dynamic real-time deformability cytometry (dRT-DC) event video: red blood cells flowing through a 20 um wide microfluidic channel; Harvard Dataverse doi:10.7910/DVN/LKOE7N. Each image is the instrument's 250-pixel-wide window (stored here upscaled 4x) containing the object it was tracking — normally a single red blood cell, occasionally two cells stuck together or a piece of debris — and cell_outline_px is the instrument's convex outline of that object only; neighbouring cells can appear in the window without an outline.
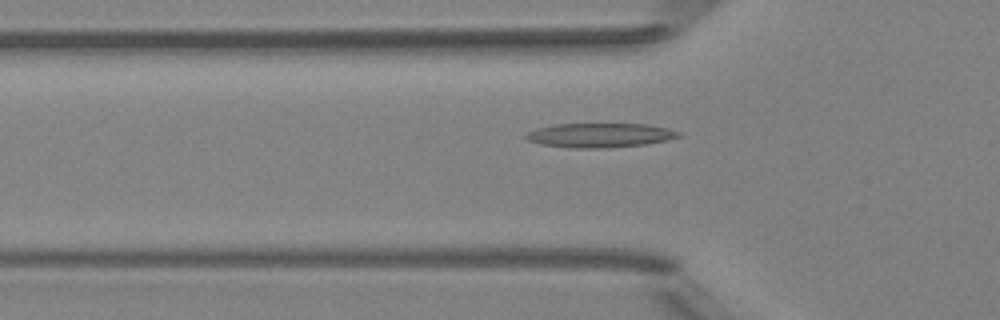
{"species": "Egyptian fruit bat (a non-hibernating species)", "species_latin": "Rousettus aegyptiacus", "temperature_condition": "room temperature", "stored_images_in_passage": 38, "camera_frame_rate_fps": 3000, "um_per_image_px": 0.085, "animal": {"sex": "female"}, "frame": {"image": 1, "passage_image": 6, "time_ms": 1.667, "image_size_px": [1000, 320], "cell_outline_px": [[684, 136], [644, 144], [596, 148], [572, 148], [540, 144], [528, 140], [524, 136], [528, 132], [536, 128], [552, 124], [648, 124], [668, 128], [684, 132]], "centroid_in_image_um": [51.01, 11.48], "position_along_channel_um": 74.8, "area_um2": 21.62}}
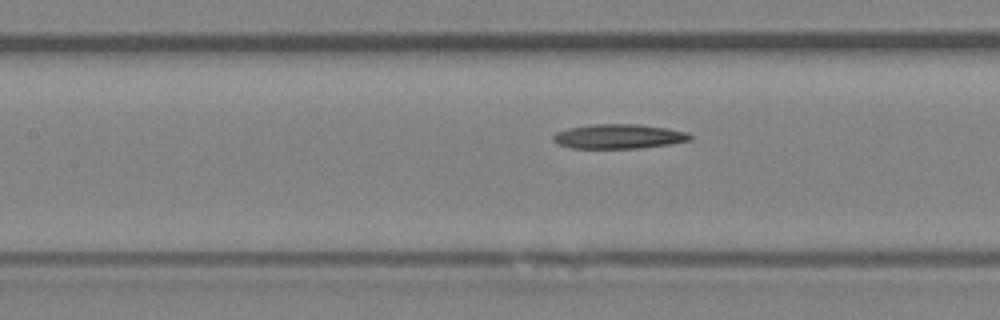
{"frame": {"image": 2, "passage_image": 12, "time_ms": 3.667, "image_size_px": [1000, 320], "cell_outline_px": [[692, 140], [672, 144], [640, 148], [572, 148], [556, 144], [552, 140], [552, 136], [556, 132], [568, 128], [592, 124], [640, 124], [668, 128], [688, 132], [692, 136]], "centroid_in_image_um": [52.6, 11.59], "position_along_channel_um": 154.8, "area_um2": 19.83}}
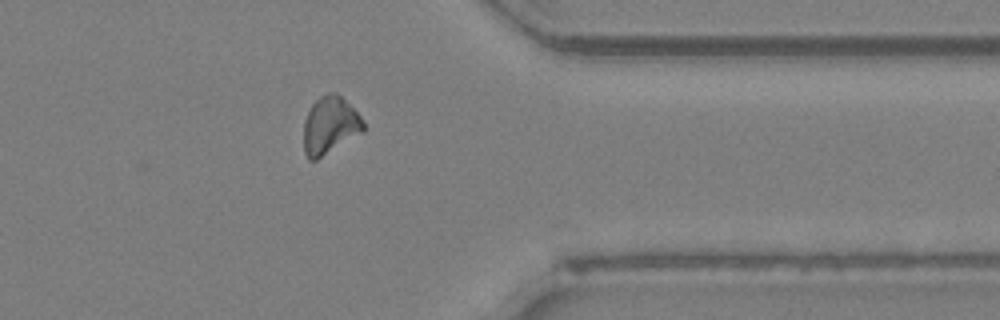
{"frame": {"image": 3, "passage_image": 30, "time_ms": 9.667, "image_size_px": [1000, 320], "cell_outline_px": [[364, 132], [316, 160], [308, 160], [304, 152], [304, 120], [312, 104], [320, 96], [328, 92], [336, 92], [360, 116], [364, 124]], "centroid_in_image_um": [28.03, 10.67], "position_along_channel_um": 383.4, "area_um2": 19.88}}